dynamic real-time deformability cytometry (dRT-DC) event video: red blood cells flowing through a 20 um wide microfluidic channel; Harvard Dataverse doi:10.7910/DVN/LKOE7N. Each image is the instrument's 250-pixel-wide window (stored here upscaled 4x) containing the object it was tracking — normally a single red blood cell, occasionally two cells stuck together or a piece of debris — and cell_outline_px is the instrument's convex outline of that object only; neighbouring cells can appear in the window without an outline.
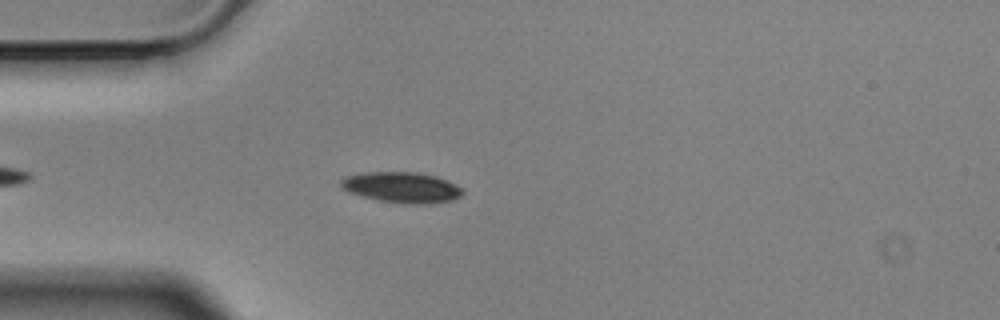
{"species": "Egyptian fruit bat (a non-hibernating species)", "species_latin": "Rousettus aegyptiacus", "temperature_condition": "cold", "stored_images_in_passage": 26, "camera_frame_rate_fps": 3000, "um_per_image_px": 0.085, "animal": {"sex": "male"}, "frame": {"image": 1, "passage_image": 7, "time_ms": 2.0, "image_size_px": [1000, 320], "cell_outline_px": [[464, 192], [460, 196], [452, 200], [428, 204], [408, 204], [380, 200], [348, 192], [340, 188], [340, 180], [344, 176], [364, 172], [416, 172], [436, 176], [460, 188]], "centroid_in_image_um": [34.09, 15.92], "position_along_channel_um": 50.9, "area_um2": 21.62}}
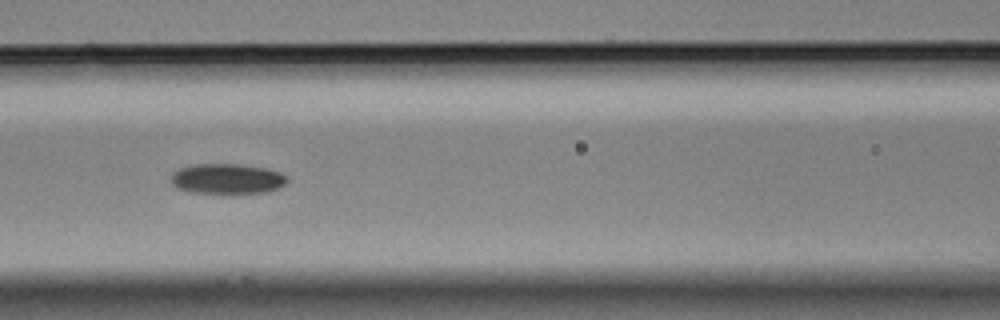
{"frame": {"image": 2, "passage_image": 16, "time_ms": 5.0, "image_size_px": [1000, 320], "cell_outline_px": [[288, 180], [280, 188], [268, 192], [232, 196], [224, 196], [192, 192], [176, 188], [168, 180], [168, 176], [172, 172], [180, 168], [196, 164], [244, 164], [268, 168], [280, 172], [288, 176]], "centroid_in_image_um": [19.31, 15.24], "position_along_channel_um": 147.3, "area_um2": 21.85}}
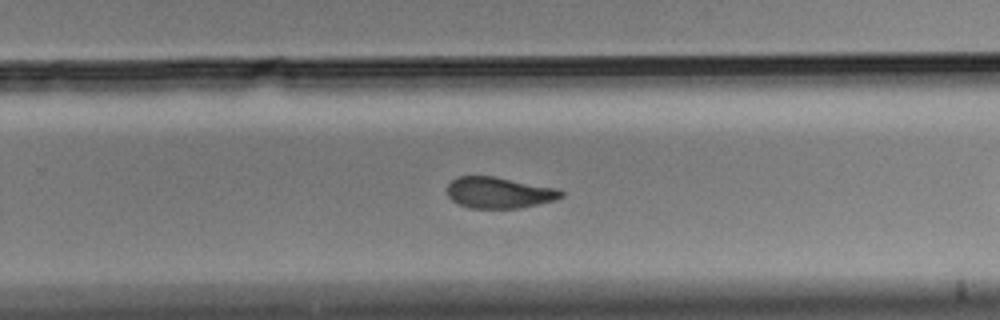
{"frame": {"image": 3, "passage_image": 24, "time_ms": 7.667, "image_size_px": [1000, 320], "cell_outline_px": [[564, 196], [556, 200], [520, 208], [468, 208], [452, 200], [448, 196], [448, 184], [456, 176], [492, 176], [560, 188], [564, 192]], "centroid_in_image_um": [42.46, 16.37], "position_along_channel_um": 287.3, "area_um2": 20.87}}